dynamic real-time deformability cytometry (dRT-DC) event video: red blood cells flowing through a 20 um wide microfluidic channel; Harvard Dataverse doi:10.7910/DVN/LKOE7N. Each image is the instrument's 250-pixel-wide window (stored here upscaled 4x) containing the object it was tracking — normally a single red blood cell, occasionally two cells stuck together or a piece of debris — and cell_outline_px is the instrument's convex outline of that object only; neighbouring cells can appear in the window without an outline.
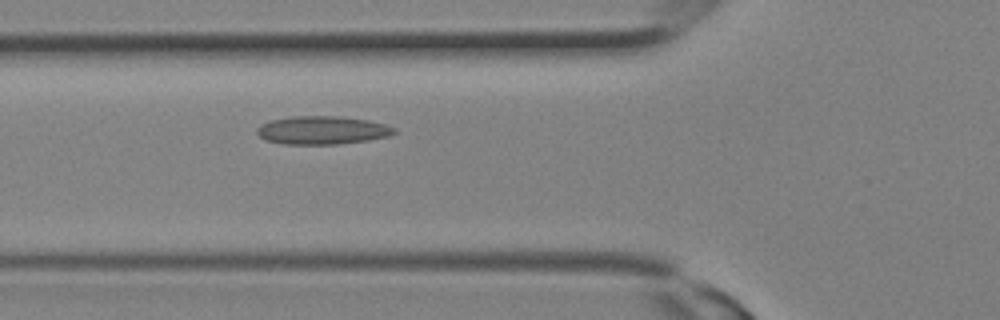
{"species": "Egyptian fruit bat (a non-hibernating species)", "species_latin": "Rousettus aegyptiacus", "temperature_condition": "room temperature", "stored_images_in_passage": 5, "camera_frame_rate_fps": 3000, "um_per_image_px": 0.085, "animal": {"sex": "female"}, "frame": {"image": 1, "passage_image": 5, "time_ms": 1.333, "image_size_px": [1000, 320], "cell_outline_px": [[396, 132], [388, 136], [368, 140], [336, 144], [284, 144], [268, 140], [260, 136], [256, 132], [256, 128], [260, 124], [272, 120], [288, 116], [340, 116], [368, 120], [384, 124], [396, 128]], "centroid_in_image_um": [27.38, 11.06], "position_along_channel_um": 98.4, "area_um2": 22.54}}